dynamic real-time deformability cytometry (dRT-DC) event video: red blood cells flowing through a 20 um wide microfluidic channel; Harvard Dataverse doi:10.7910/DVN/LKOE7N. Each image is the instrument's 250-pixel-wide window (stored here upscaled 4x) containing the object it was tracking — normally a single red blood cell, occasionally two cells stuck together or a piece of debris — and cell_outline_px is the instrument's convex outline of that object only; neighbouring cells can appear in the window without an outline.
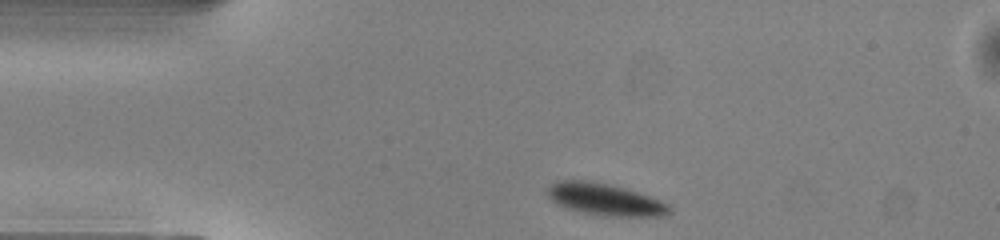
{"species": "common noctule bat (a hibernating species)", "species_latin": "Nyctalus noctula", "temperature_condition": "warm", "stored_images_in_passage": 42, "camera_frame_rate_fps": 3000, "um_per_image_px": 0.085, "animal": {"sex": "male", "body_mass_g": 13.0, "forearm_length_mm": 53.1}, "frame": {"image": 1, "passage_image": 1, "time_ms": 0.0, "image_size_px": [1000, 240], "cell_outline_px": [[672, 212], [660, 216], [604, 216], [584, 212], [568, 208], [556, 204], [548, 196], [544, 188], [556, 180], [588, 180], [624, 188], [648, 196], [668, 204], [672, 208]], "centroid_in_image_um": [51.36, 16.94], "position_along_channel_um": 33.6, "area_um2": 22.54}}
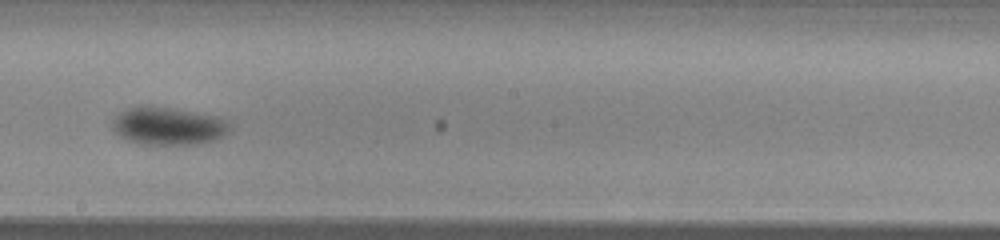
{"frame": {"image": 2, "passage_image": 19, "time_ms": 6.0, "image_size_px": [1000, 240], "cell_outline_px": [[232, 128], [224, 136], [200, 144], [140, 144], [128, 140], [120, 136], [112, 128], [112, 120], [124, 108], [140, 104], [148, 104], [216, 116], [224, 120]], "centroid_in_image_um": [14.24, 10.69], "position_along_channel_um": 234.0, "area_um2": 26.07}}
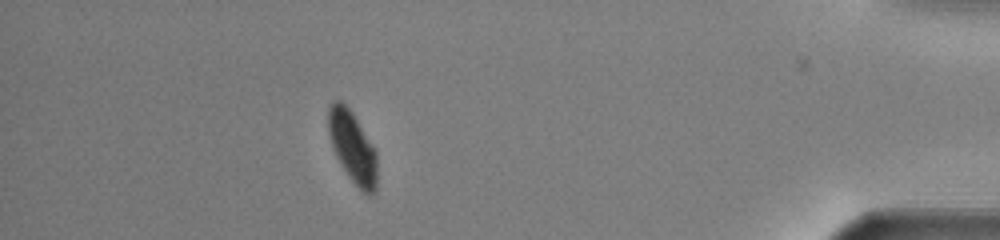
{"frame": {"image": 3, "passage_image": 36, "time_ms": 11.667, "image_size_px": [1000, 240], "cell_outline_px": [[376, 188], [372, 196], [368, 196], [360, 192], [348, 176], [340, 164], [332, 148], [328, 132], [328, 108], [332, 100], [340, 100], [352, 112], [376, 148]], "centroid_in_image_um": [29.97, 12.53], "position_along_channel_um": 405.2, "area_um2": 20.75}, "authors_computed_cell_mechanics": {"area_um2": 24.4205, "velocity_mm_per_s": 3.9989, "shape_relaxation_time_tau1_ms": 2.7048, "shape_relaxation_time_tau2_ms": null, "deformation_change_tau1": 0.1037, "deformation_change_tau2": null}}